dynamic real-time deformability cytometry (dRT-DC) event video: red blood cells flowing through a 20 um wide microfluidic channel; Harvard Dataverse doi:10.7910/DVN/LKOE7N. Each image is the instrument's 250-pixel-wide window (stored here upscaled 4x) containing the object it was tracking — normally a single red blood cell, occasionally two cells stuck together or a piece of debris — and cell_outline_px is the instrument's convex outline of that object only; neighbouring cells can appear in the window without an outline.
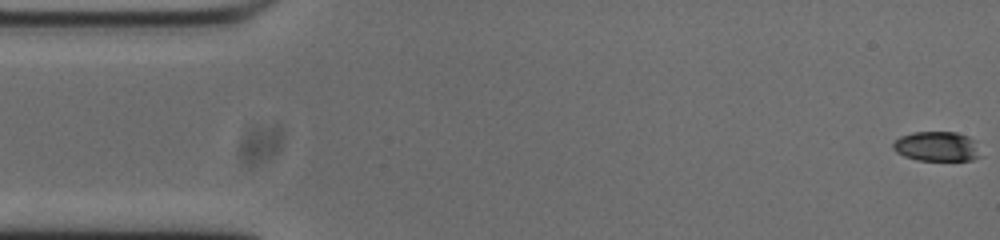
{"species": "common noctule bat (a hibernating species)", "species_latin": "Nyctalus noctula", "temperature_condition": "cold", "stored_images_in_passage": 54, "camera_frame_rate_fps": 3000, "um_per_image_px": 0.085, "animal": {"sex": "male", "body_mass_g": 20.0, "forearm_length_mm": 53.3}, "frame": {"image": 1, "passage_image": 1, "time_ms": 0.0, "image_size_px": [1000, 240], "cell_outline_px": [[984, 156], [972, 160], [916, 160], [904, 156], [896, 152], [892, 148], [892, 144], [900, 136], [912, 132], [956, 132], [968, 136], [976, 140]], "centroid_in_image_um": [79.7, 12.45], "position_along_channel_um": 5.3, "area_um2": 15.55}}
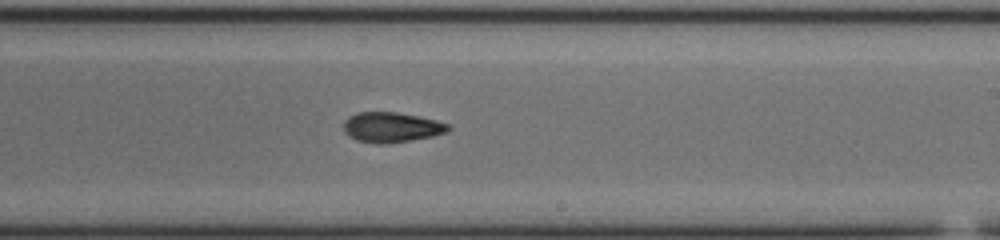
{"frame": {"image": 2, "passage_image": 31, "time_ms": 10.0, "image_size_px": [1000, 240], "cell_outline_px": [[452, 128], [448, 132], [432, 136], [388, 144], [376, 144], [356, 140], [348, 136], [344, 132], [344, 120], [348, 116], [356, 112], [396, 112], [420, 116], [436, 120], [448, 124]], "centroid_in_image_um": [33.26, 10.82], "position_along_channel_um": 255.7, "area_um2": 18.61}}
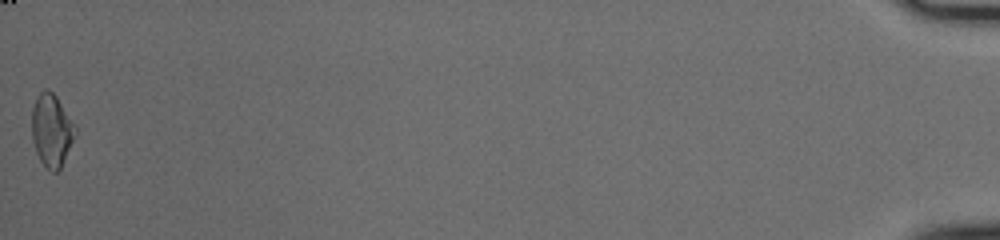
{"frame": {"image": 3, "passage_image": 54, "time_ms": 17.667, "image_size_px": [1000, 240], "cell_outline_px": [[76, 128], [72, 140], [60, 168], [56, 172], [52, 172], [40, 160], [36, 152], [32, 140], [32, 108], [40, 92], [44, 88], [48, 88], [56, 96]], "centroid_in_image_um": [4.35, 11.05], "position_along_channel_um": 430.9, "area_um2": 17.8}, "authors_computed_cell_mechanics": {"area_um2": 18.0625, "velocity_mm_per_s": 3.7585, "shape_relaxation_time_tau1_ms": 3.6082, "shape_relaxation_time_tau2_ms": null, "deformation_change_tau1": 0.1461, "deformation_change_tau2": null}}